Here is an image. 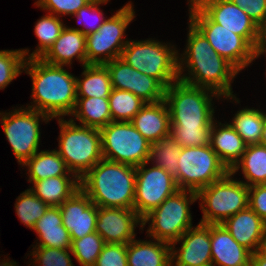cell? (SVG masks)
<instances>
[{"instance_id": "ee69618b", "label": "cell", "mask_w": 266, "mask_h": 266, "mask_svg": "<svg viewBox=\"0 0 266 266\" xmlns=\"http://www.w3.org/2000/svg\"><path fill=\"white\" fill-rule=\"evenodd\" d=\"M248 206L266 222V184L249 187Z\"/></svg>"}, {"instance_id": "2e32d148", "label": "cell", "mask_w": 266, "mask_h": 266, "mask_svg": "<svg viewBox=\"0 0 266 266\" xmlns=\"http://www.w3.org/2000/svg\"><path fill=\"white\" fill-rule=\"evenodd\" d=\"M137 224L142 229V218L134 209L98 207L96 232L105 243L128 244L136 236Z\"/></svg>"}, {"instance_id": "3957f363", "label": "cell", "mask_w": 266, "mask_h": 266, "mask_svg": "<svg viewBox=\"0 0 266 266\" xmlns=\"http://www.w3.org/2000/svg\"><path fill=\"white\" fill-rule=\"evenodd\" d=\"M136 167L101 159L81 179L80 189L98 207L133 209Z\"/></svg>"}, {"instance_id": "44dd1931", "label": "cell", "mask_w": 266, "mask_h": 266, "mask_svg": "<svg viewBox=\"0 0 266 266\" xmlns=\"http://www.w3.org/2000/svg\"><path fill=\"white\" fill-rule=\"evenodd\" d=\"M222 225L241 246L252 254L259 251L266 231V222L249 206L226 219Z\"/></svg>"}, {"instance_id": "8fae6325", "label": "cell", "mask_w": 266, "mask_h": 266, "mask_svg": "<svg viewBox=\"0 0 266 266\" xmlns=\"http://www.w3.org/2000/svg\"><path fill=\"white\" fill-rule=\"evenodd\" d=\"M177 164L175 181L178 188L195 192L229 172L210 145L182 147Z\"/></svg>"}, {"instance_id": "9c48e42d", "label": "cell", "mask_w": 266, "mask_h": 266, "mask_svg": "<svg viewBox=\"0 0 266 266\" xmlns=\"http://www.w3.org/2000/svg\"><path fill=\"white\" fill-rule=\"evenodd\" d=\"M189 1V21L220 56L239 72L253 62L255 49L245 38L215 23L193 0Z\"/></svg>"}, {"instance_id": "5bb4252c", "label": "cell", "mask_w": 266, "mask_h": 266, "mask_svg": "<svg viewBox=\"0 0 266 266\" xmlns=\"http://www.w3.org/2000/svg\"><path fill=\"white\" fill-rule=\"evenodd\" d=\"M148 163L136 167L133 209L141 218L180 190L175 179L161 167L154 165L145 169Z\"/></svg>"}, {"instance_id": "b9f144b4", "label": "cell", "mask_w": 266, "mask_h": 266, "mask_svg": "<svg viewBox=\"0 0 266 266\" xmlns=\"http://www.w3.org/2000/svg\"><path fill=\"white\" fill-rule=\"evenodd\" d=\"M95 266H127V244L105 243Z\"/></svg>"}, {"instance_id": "484cf974", "label": "cell", "mask_w": 266, "mask_h": 266, "mask_svg": "<svg viewBox=\"0 0 266 266\" xmlns=\"http://www.w3.org/2000/svg\"><path fill=\"white\" fill-rule=\"evenodd\" d=\"M127 266H171V245L134 238L127 244Z\"/></svg>"}, {"instance_id": "5b68a950", "label": "cell", "mask_w": 266, "mask_h": 266, "mask_svg": "<svg viewBox=\"0 0 266 266\" xmlns=\"http://www.w3.org/2000/svg\"><path fill=\"white\" fill-rule=\"evenodd\" d=\"M213 97L219 99L221 96L210 89L180 80L169 85L165 91V101L169 108L170 126H212L215 120Z\"/></svg>"}, {"instance_id": "681fc988", "label": "cell", "mask_w": 266, "mask_h": 266, "mask_svg": "<svg viewBox=\"0 0 266 266\" xmlns=\"http://www.w3.org/2000/svg\"><path fill=\"white\" fill-rule=\"evenodd\" d=\"M259 144L266 147V119L264 122L263 131H262V135H261V139H260Z\"/></svg>"}, {"instance_id": "4316f807", "label": "cell", "mask_w": 266, "mask_h": 266, "mask_svg": "<svg viewBox=\"0 0 266 266\" xmlns=\"http://www.w3.org/2000/svg\"><path fill=\"white\" fill-rule=\"evenodd\" d=\"M70 176L68 174V176H56L40 181H29L34 184L29 189L48 206L59 207L80 189V179L76 175Z\"/></svg>"}, {"instance_id": "e575fe53", "label": "cell", "mask_w": 266, "mask_h": 266, "mask_svg": "<svg viewBox=\"0 0 266 266\" xmlns=\"http://www.w3.org/2000/svg\"><path fill=\"white\" fill-rule=\"evenodd\" d=\"M34 27L39 46L31 54L26 55V59L41 58L60 36L65 24L60 17L49 13L41 17Z\"/></svg>"}, {"instance_id": "f546056e", "label": "cell", "mask_w": 266, "mask_h": 266, "mask_svg": "<svg viewBox=\"0 0 266 266\" xmlns=\"http://www.w3.org/2000/svg\"><path fill=\"white\" fill-rule=\"evenodd\" d=\"M27 166L28 181H40L49 177L75 175L69 171L57 150H43L35 153L23 165ZM67 172V173H66Z\"/></svg>"}, {"instance_id": "bcb514c9", "label": "cell", "mask_w": 266, "mask_h": 266, "mask_svg": "<svg viewBox=\"0 0 266 266\" xmlns=\"http://www.w3.org/2000/svg\"><path fill=\"white\" fill-rule=\"evenodd\" d=\"M254 49V60L266 53V14L264 19L257 25V41Z\"/></svg>"}, {"instance_id": "8d00e7d4", "label": "cell", "mask_w": 266, "mask_h": 266, "mask_svg": "<svg viewBox=\"0 0 266 266\" xmlns=\"http://www.w3.org/2000/svg\"><path fill=\"white\" fill-rule=\"evenodd\" d=\"M16 200L15 212L20 221L30 229H33L35 223L45 214V211L49 207L30 189L22 192Z\"/></svg>"}, {"instance_id": "7dc6e473", "label": "cell", "mask_w": 266, "mask_h": 266, "mask_svg": "<svg viewBox=\"0 0 266 266\" xmlns=\"http://www.w3.org/2000/svg\"><path fill=\"white\" fill-rule=\"evenodd\" d=\"M250 266H266V257L259 251L251 255Z\"/></svg>"}, {"instance_id": "30bf717a", "label": "cell", "mask_w": 266, "mask_h": 266, "mask_svg": "<svg viewBox=\"0 0 266 266\" xmlns=\"http://www.w3.org/2000/svg\"><path fill=\"white\" fill-rule=\"evenodd\" d=\"M100 133L103 159L133 167L149 160L151 143L131 122L112 121Z\"/></svg>"}, {"instance_id": "603a6c76", "label": "cell", "mask_w": 266, "mask_h": 266, "mask_svg": "<svg viewBox=\"0 0 266 266\" xmlns=\"http://www.w3.org/2000/svg\"><path fill=\"white\" fill-rule=\"evenodd\" d=\"M130 122L150 143L170 135V113L165 100L146 103Z\"/></svg>"}, {"instance_id": "cb8c5ba5", "label": "cell", "mask_w": 266, "mask_h": 266, "mask_svg": "<svg viewBox=\"0 0 266 266\" xmlns=\"http://www.w3.org/2000/svg\"><path fill=\"white\" fill-rule=\"evenodd\" d=\"M219 126L213 121L210 147L230 171L243 156L247 145L230 124L220 122Z\"/></svg>"}, {"instance_id": "7402d4cb", "label": "cell", "mask_w": 266, "mask_h": 266, "mask_svg": "<svg viewBox=\"0 0 266 266\" xmlns=\"http://www.w3.org/2000/svg\"><path fill=\"white\" fill-rule=\"evenodd\" d=\"M75 57L83 66L87 65L86 36L79 30L65 26L41 59L51 65L67 66L72 64Z\"/></svg>"}, {"instance_id": "ffe728a7", "label": "cell", "mask_w": 266, "mask_h": 266, "mask_svg": "<svg viewBox=\"0 0 266 266\" xmlns=\"http://www.w3.org/2000/svg\"><path fill=\"white\" fill-rule=\"evenodd\" d=\"M213 266H250L252 253L241 246L222 224H210Z\"/></svg>"}, {"instance_id": "4fadbf2b", "label": "cell", "mask_w": 266, "mask_h": 266, "mask_svg": "<svg viewBox=\"0 0 266 266\" xmlns=\"http://www.w3.org/2000/svg\"><path fill=\"white\" fill-rule=\"evenodd\" d=\"M3 131L10 143L19 165H23L29 158L38 152L40 143V118L49 122L51 119L37 110L24 108L13 112L0 113Z\"/></svg>"}, {"instance_id": "6da1fadb", "label": "cell", "mask_w": 266, "mask_h": 266, "mask_svg": "<svg viewBox=\"0 0 266 266\" xmlns=\"http://www.w3.org/2000/svg\"><path fill=\"white\" fill-rule=\"evenodd\" d=\"M186 50L181 58L178 53L179 80L196 87L210 89L225 99L238 98L232 91L231 83L239 71L220 56L210 45L205 36L189 21ZM184 56V57H183ZM188 75H182L184 67Z\"/></svg>"}, {"instance_id": "f35d334b", "label": "cell", "mask_w": 266, "mask_h": 266, "mask_svg": "<svg viewBox=\"0 0 266 266\" xmlns=\"http://www.w3.org/2000/svg\"><path fill=\"white\" fill-rule=\"evenodd\" d=\"M211 131L212 126H171L170 135L181 147H197L210 145Z\"/></svg>"}, {"instance_id": "83f0119b", "label": "cell", "mask_w": 266, "mask_h": 266, "mask_svg": "<svg viewBox=\"0 0 266 266\" xmlns=\"http://www.w3.org/2000/svg\"><path fill=\"white\" fill-rule=\"evenodd\" d=\"M83 67L84 79L76 77L77 97L109 98L113 88L107 67L103 64H87Z\"/></svg>"}, {"instance_id": "e0dca14e", "label": "cell", "mask_w": 266, "mask_h": 266, "mask_svg": "<svg viewBox=\"0 0 266 266\" xmlns=\"http://www.w3.org/2000/svg\"><path fill=\"white\" fill-rule=\"evenodd\" d=\"M215 23L245 38L253 47L257 24L230 0H193Z\"/></svg>"}, {"instance_id": "52a82bcc", "label": "cell", "mask_w": 266, "mask_h": 266, "mask_svg": "<svg viewBox=\"0 0 266 266\" xmlns=\"http://www.w3.org/2000/svg\"><path fill=\"white\" fill-rule=\"evenodd\" d=\"M196 200L198 199L195 191L178 190L142 218V230L146 223L151 221L147 234L154 240L171 245L193 227L189 203L192 204Z\"/></svg>"}, {"instance_id": "f6af8a7d", "label": "cell", "mask_w": 266, "mask_h": 266, "mask_svg": "<svg viewBox=\"0 0 266 266\" xmlns=\"http://www.w3.org/2000/svg\"><path fill=\"white\" fill-rule=\"evenodd\" d=\"M241 8L257 25L266 14V0H230Z\"/></svg>"}, {"instance_id": "836d02e7", "label": "cell", "mask_w": 266, "mask_h": 266, "mask_svg": "<svg viewBox=\"0 0 266 266\" xmlns=\"http://www.w3.org/2000/svg\"><path fill=\"white\" fill-rule=\"evenodd\" d=\"M112 121L130 122L146 104L141 98L125 90L113 88L108 98Z\"/></svg>"}, {"instance_id": "d590c367", "label": "cell", "mask_w": 266, "mask_h": 266, "mask_svg": "<svg viewBox=\"0 0 266 266\" xmlns=\"http://www.w3.org/2000/svg\"><path fill=\"white\" fill-rule=\"evenodd\" d=\"M71 253L81 266H95L98 256L105 245L97 233H90L81 239H71Z\"/></svg>"}, {"instance_id": "ac0fdd59", "label": "cell", "mask_w": 266, "mask_h": 266, "mask_svg": "<svg viewBox=\"0 0 266 266\" xmlns=\"http://www.w3.org/2000/svg\"><path fill=\"white\" fill-rule=\"evenodd\" d=\"M179 241L182 244L179 250H176L174 246ZM211 264L210 224L199 222L196 227L185 231L176 242L171 244V266H208Z\"/></svg>"}, {"instance_id": "d6a6232c", "label": "cell", "mask_w": 266, "mask_h": 266, "mask_svg": "<svg viewBox=\"0 0 266 266\" xmlns=\"http://www.w3.org/2000/svg\"><path fill=\"white\" fill-rule=\"evenodd\" d=\"M181 150L182 147L169 135L151 143L148 162L154 161L153 165L161 167L175 179L178 175L177 163Z\"/></svg>"}, {"instance_id": "ba28073f", "label": "cell", "mask_w": 266, "mask_h": 266, "mask_svg": "<svg viewBox=\"0 0 266 266\" xmlns=\"http://www.w3.org/2000/svg\"><path fill=\"white\" fill-rule=\"evenodd\" d=\"M200 199L203 224H222L226 219L248 207L249 187L232 179L229 171L223 178L216 180L209 186L203 187L197 192Z\"/></svg>"}, {"instance_id": "ab89813d", "label": "cell", "mask_w": 266, "mask_h": 266, "mask_svg": "<svg viewBox=\"0 0 266 266\" xmlns=\"http://www.w3.org/2000/svg\"><path fill=\"white\" fill-rule=\"evenodd\" d=\"M69 252L71 249L34 246L31 255L38 266H74ZM38 263V264H37Z\"/></svg>"}, {"instance_id": "74e56055", "label": "cell", "mask_w": 266, "mask_h": 266, "mask_svg": "<svg viewBox=\"0 0 266 266\" xmlns=\"http://www.w3.org/2000/svg\"><path fill=\"white\" fill-rule=\"evenodd\" d=\"M29 49L0 51V89H4L23 72ZM22 70V71H21Z\"/></svg>"}, {"instance_id": "7c38bea8", "label": "cell", "mask_w": 266, "mask_h": 266, "mask_svg": "<svg viewBox=\"0 0 266 266\" xmlns=\"http://www.w3.org/2000/svg\"><path fill=\"white\" fill-rule=\"evenodd\" d=\"M132 3H127L106 19L98 31L86 36L87 64H105L119 58L127 45L124 32L135 17ZM103 55V56H101Z\"/></svg>"}, {"instance_id": "9a60e30c", "label": "cell", "mask_w": 266, "mask_h": 266, "mask_svg": "<svg viewBox=\"0 0 266 266\" xmlns=\"http://www.w3.org/2000/svg\"><path fill=\"white\" fill-rule=\"evenodd\" d=\"M104 65L109 71L112 88L129 91L146 103L165 100L166 88L158 80L134 69L120 57Z\"/></svg>"}, {"instance_id": "d6986e66", "label": "cell", "mask_w": 266, "mask_h": 266, "mask_svg": "<svg viewBox=\"0 0 266 266\" xmlns=\"http://www.w3.org/2000/svg\"><path fill=\"white\" fill-rule=\"evenodd\" d=\"M62 224L69 231L71 239L96 232L98 206L81 190H77L60 206Z\"/></svg>"}, {"instance_id": "f1b7e54d", "label": "cell", "mask_w": 266, "mask_h": 266, "mask_svg": "<svg viewBox=\"0 0 266 266\" xmlns=\"http://www.w3.org/2000/svg\"><path fill=\"white\" fill-rule=\"evenodd\" d=\"M70 116H75L82 126L99 130L112 122L108 98L102 97H77Z\"/></svg>"}, {"instance_id": "d4e9b609", "label": "cell", "mask_w": 266, "mask_h": 266, "mask_svg": "<svg viewBox=\"0 0 266 266\" xmlns=\"http://www.w3.org/2000/svg\"><path fill=\"white\" fill-rule=\"evenodd\" d=\"M32 230L36 231L40 240L37 243L39 245L36 244V246L71 249L72 241L69 231L62 224V214L59 207L49 206Z\"/></svg>"}, {"instance_id": "c3c4849f", "label": "cell", "mask_w": 266, "mask_h": 266, "mask_svg": "<svg viewBox=\"0 0 266 266\" xmlns=\"http://www.w3.org/2000/svg\"><path fill=\"white\" fill-rule=\"evenodd\" d=\"M259 252L266 257V231L261 241Z\"/></svg>"}, {"instance_id": "4dcf8cb0", "label": "cell", "mask_w": 266, "mask_h": 266, "mask_svg": "<svg viewBox=\"0 0 266 266\" xmlns=\"http://www.w3.org/2000/svg\"><path fill=\"white\" fill-rule=\"evenodd\" d=\"M240 167L247 179L241 182L248 187L266 184V147L260 144L248 145L241 159L230 170L233 176Z\"/></svg>"}, {"instance_id": "8992f818", "label": "cell", "mask_w": 266, "mask_h": 266, "mask_svg": "<svg viewBox=\"0 0 266 266\" xmlns=\"http://www.w3.org/2000/svg\"><path fill=\"white\" fill-rule=\"evenodd\" d=\"M173 46L152 39L128 41L120 58L167 88L179 80L178 51Z\"/></svg>"}, {"instance_id": "7a4b0ae2", "label": "cell", "mask_w": 266, "mask_h": 266, "mask_svg": "<svg viewBox=\"0 0 266 266\" xmlns=\"http://www.w3.org/2000/svg\"><path fill=\"white\" fill-rule=\"evenodd\" d=\"M23 71L32 79L33 105L27 108L51 119L71 115L77 101L76 77L63 66L51 65L41 58L26 59Z\"/></svg>"}, {"instance_id": "60d3db41", "label": "cell", "mask_w": 266, "mask_h": 266, "mask_svg": "<svg viewBox=\"0 0 266 266\" xmlns=\"http://www.w3.org/2000/svg\"><path fill=\"white\" fill-rule=\"evenodd\" d=\"M109 0H98V1H91V2H89L88 4H86L84 7H81L78 11H77V13L76 14H74L73 16H76V18L78 19V20H82V19H84V22H85V25H84V22H83V25L84 26H82L83 28L85 27L86 28V26H89V27H87L86 29L84 28V29H80V28H73V27H71L70 29H72V30H79L80 32H82L85 36H87L88 34H90V33H93V32H96V31H98V29L100 28V26L103 24V22L106 20V19H104L105 17L103 16L104 14H103V12H102V10H100L99 8H98V6L100 5V4H105V3H107ZM87 13H88V15H87ZM89 15H91L90 17H92V15H93V17H94V15H95V19H94V21L96 22V24L93 22V25H87V23H86V20L88 21V17H89ZM98 19V20H97ZM82 22V21H81ZM98 23V24H97ZM82 24V23H81Z\"/></svg>"}, {"instance_id": "277c9868", "label": "cell", "mask_w": 266, "mask_h": 266, "mask_svg": "<svg viewBox=\"0 0 266 266\" xmlns=\"http://www.w3.org/2000/svg\"><path fill=\"white\" fill-rule=\"evenodd\" d=\"M59 149L69 171L81 179L101 159L102 143L99 129L77 125L73 118H58Z\"/></svg>"}, {"instance_id": "7bdbcfd3", "label": "cell", "mask_w": 266, "mask_h": 266, "mask_svg": "<svg viewBox=\"0 0 266 266\" xmlns=\"http://www.w3.org/2000/svg\"><path fill=\"white\" fill-rule=\"evenodd\" d=\"M88 0H37L35 4L43 10H48L50 14L74 15L77 11L88 4Z\"/></svg>"}, {"instance_id": "1f68e13d", "label": "cell", "mask_w": 266, "mask_h": 266, "mask_svg": "<svg viewBox=\"0 0 266 266\" xmlns=\"http://www.w3.org/2000/svg\"><path fill=\"white\" fill-rule=\"evenodd\" d=\"M232 119L230 125L247 146L260 143L266 113L254 108H244L237 111Z\"/></svg>"}]
</instances>
